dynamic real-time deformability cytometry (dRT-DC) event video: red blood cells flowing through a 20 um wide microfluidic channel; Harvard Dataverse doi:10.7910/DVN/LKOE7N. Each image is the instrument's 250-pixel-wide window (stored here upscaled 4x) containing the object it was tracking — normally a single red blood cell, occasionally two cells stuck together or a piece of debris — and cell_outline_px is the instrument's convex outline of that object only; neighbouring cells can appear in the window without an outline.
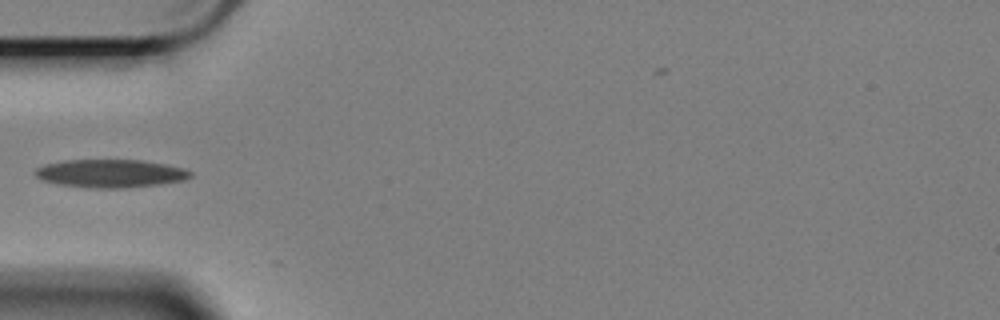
{"species": "Egyptian fruit bat (a non-hibernating species)", "species_latin": "Rousettus aegyptiacus", "temperature_condition": "cold", "stored_images_in_passage": 2, "segment_of_instrument_passage": [1, 2], "camera_frame_rate_fps": 3000, "um_per_image_px": 0.085, "animal": {"sex": "female"}, "frame": {"image": 1, "passage_image": 1, "time_ms": 0.0, "image_size_px": [1000, 320], "cell_outline_px": [[192, 176], [184, 180], [160, 184], [124, 188], [88, 188], [56, 184], [40, 180], [32, 172], [36, 168], [44, 164], [64, 160], [140, 160], [164, 164], [184, 168], [192, 172]], "centroid_in_image_um": [9.33, 14.75], "position_along_channel_um": 75.7, "area_um2": 25.66}}